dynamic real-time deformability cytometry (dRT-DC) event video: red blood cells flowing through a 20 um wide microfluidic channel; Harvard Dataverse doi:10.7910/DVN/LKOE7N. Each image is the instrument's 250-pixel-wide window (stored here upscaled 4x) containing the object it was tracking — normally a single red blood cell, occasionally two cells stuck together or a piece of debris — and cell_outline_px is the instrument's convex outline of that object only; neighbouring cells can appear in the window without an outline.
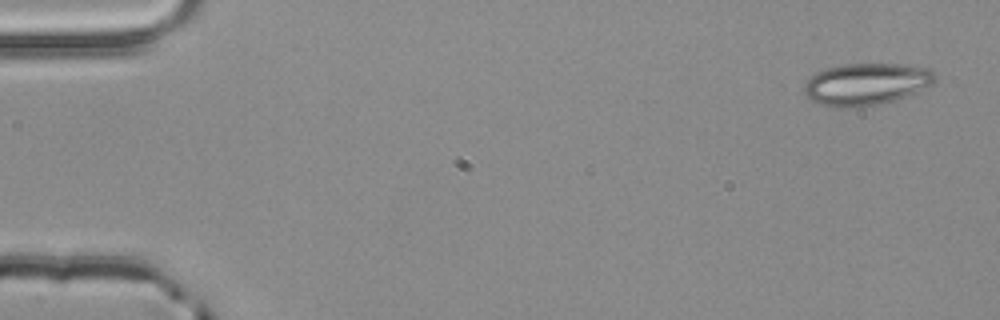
{"species": "common noctule bat (a hibernating species)", "species_latin": "Nyctalus noctula", "temperature_condition": "room temperature", "stored_images_in_passage": 5, "segment_of_instrument_passage": [1, 2], "camera_frame_rate_fps": 3000, "um_per_image_px": 0.085, "animal": {"sex": "male", "body_mass_g": 20.4}, "frame": {"image": 1, "passage_image": 1, "time_ms": 0.0, "image_size_px": [1000, 320], "cell_outline_px": [[936, 76], [932, 84], [904, 96], [892, 100], [876, 104], [840, 108], [820, 104], [808, 100], [804, 92], [804, 84], [816, 72], [824, 68], [844, 64], [908, 64], [928, 68]], "centroid_in_image_um": [73.57, 7.13], "position_along_channel_um": 11.4, "area_um2": 31.67}}
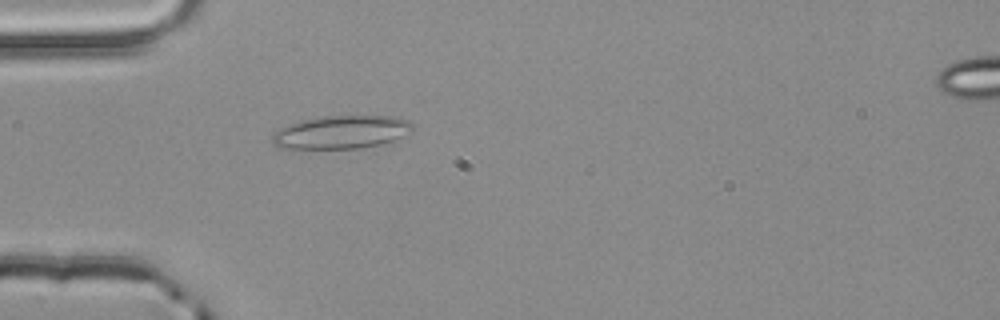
{"frame": {"image": 2, "passage_image": 4, "time_ms": 1.0, "image_size_px": [1000, 320], "cell_outline_px": [[412, 132], [392, 140], [380, 144], [356, 148], [280, 148], [272, 144], [272, 136], [280, 128], [288, 124], [300, 120], [324, 116], [396, 116], [408, 120], [412, 124]], "centroid_in_image_um": [29.0, 11.22], "position_along_channel_um": 56.0, "area_um2": 26.93}}